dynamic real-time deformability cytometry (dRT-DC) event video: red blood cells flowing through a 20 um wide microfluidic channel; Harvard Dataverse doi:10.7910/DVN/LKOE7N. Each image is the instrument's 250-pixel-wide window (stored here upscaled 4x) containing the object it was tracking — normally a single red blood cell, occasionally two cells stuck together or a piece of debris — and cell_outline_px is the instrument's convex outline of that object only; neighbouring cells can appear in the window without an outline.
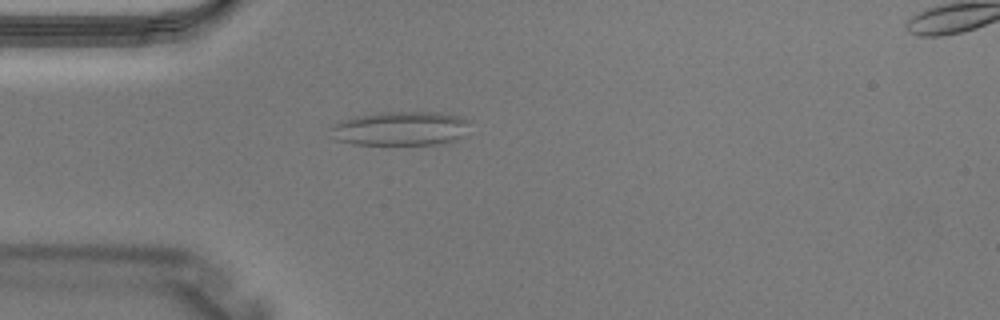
{"species": "Egyptian fruit bat (a non-hibernating species)", "species_latin": "Rousettus aegyptiacus", "temperature_condition": "warm", "stored_images_in_passage": 4, "camera_frame_rate_fps": 3000, "um_per_image_px": 0.085, "animal": {"sex": "male"}, "frame": {"image": 1, "passage_image": 3, "time_ms": 0.667, "image_size_px": [1000, 320], "cell_outline_px": [[472, 120], [460, 136], [456, 140], [448, 144], [352, 144], [336, 140], [328, 128], [332, 124], [340, 120], [356, 116], [384, 112], [436, 112], [456, 116]], "centroid_in_image_um": [34.0, 10.92], "position_along_channel_um": 51.0, "area_um2": 27.74}}